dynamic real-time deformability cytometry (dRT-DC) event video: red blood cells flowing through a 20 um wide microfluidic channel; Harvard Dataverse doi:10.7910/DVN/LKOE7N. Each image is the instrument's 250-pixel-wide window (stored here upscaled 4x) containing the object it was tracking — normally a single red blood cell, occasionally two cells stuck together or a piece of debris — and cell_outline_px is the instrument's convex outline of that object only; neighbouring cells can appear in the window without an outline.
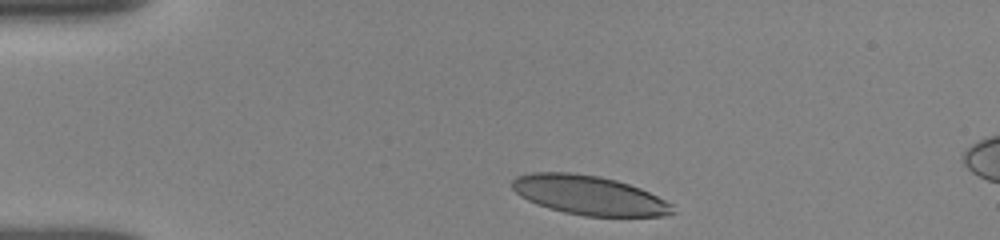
{"species": "human", "species_latin": "Homo sapiens", "temperature_condition": "room temperature", "stored_images_in_passage": 38, "camera_frame_rate_fps": 3000, "um_per_image_px": 0.085, "donor": {"sex": "female"}, "frame": {"image": 1, "passage_image": 1, "time_ms": 0.0, "image_size_px": [1000, 240], "cell_outline_px": [[676, 212], [660, 216], [584, 216], [564, 212], [548, 208], [536, 204], [520, 196], [512, 188], [512, 180], [516, 176], [532, 172], [568, 172], [600, 176], [616, 180], [640, 188], [672, 204]], "centroid_in_image_um": [50.04, 16.59], "position_along_channel_um": 35.0, "area_um2": 36.59}}
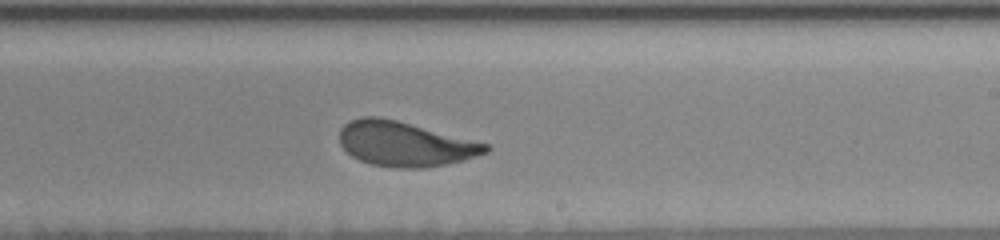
{"frame": {"image": 2, "passage_image": 22, "time_ms": 7.0, "image_size_px": [1000, 240], "cell_outline_px": [[492, 148], [488, 152], [464, 160], [424, 168], [396, 168], [372, 164], [360, 160], [352, 156], [340, 144], [340, 128], [344, 124], [360, 116], [380, 116], [396, 120], [488, 144]], "centroid_in_image_um": [34.4, 12.23], "position_along_channel_um": 254.6, "area_um2": 37.86}}
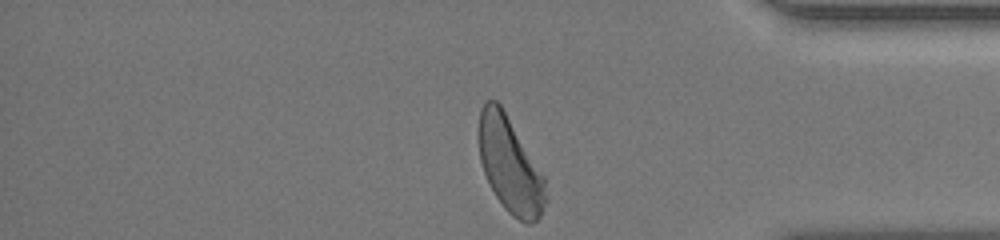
{"frame": {"image": 3, "passage_image": 37, "time_ms": 11.0, "image_size_px": [1000, 240], "cell_outline_px": [[548, 200], [540, 216], [536, 220], [528, 224], [524, 224], [512, 216], [504, 208], [496, 196], [484, 172], [480, 160], [480, 108], [488, 100], [496, 100], [500, 104], [544, 176]], "centroid_in_image_um": [43.38, 14.09], "position_along_channel_um": 391.8, "area_um2": 36.7}, "authors_computed_cell_mechanics": {"area_um2": 38.4659, "velocity_mm_per_s": 3.8395, "shape_relaxation_time_tau1_ms": 2.8741, "shape_relaxation_time_tau2_ms": 0.8992, "deformation_change_tau1": 0.1488, "deformation_change_tau2": 0.0705}}